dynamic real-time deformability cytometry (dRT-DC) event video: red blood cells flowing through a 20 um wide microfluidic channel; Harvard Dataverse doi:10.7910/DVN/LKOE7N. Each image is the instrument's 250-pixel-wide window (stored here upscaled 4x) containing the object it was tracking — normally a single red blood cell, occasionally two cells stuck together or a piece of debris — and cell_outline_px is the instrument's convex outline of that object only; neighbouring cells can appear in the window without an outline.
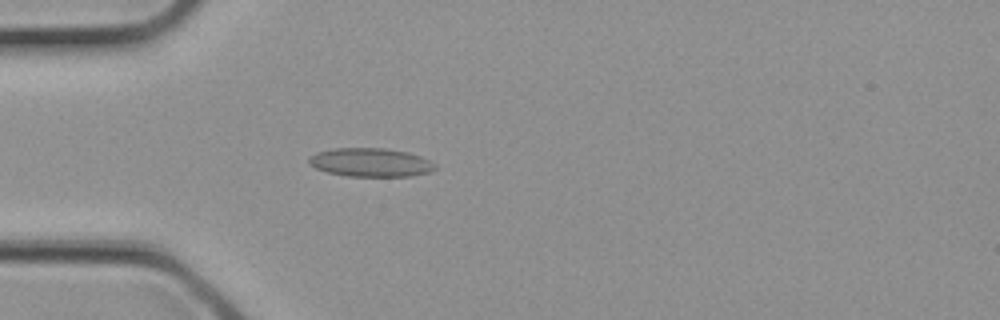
{"species": "common noctule bat (a hibernating species)", "species_latin": "Nyctalus noctula", "temperature_condition": "cold", "stored_images_in_passage": 3, "camera_frame_rate_fps": 3000, "um_per_image_px": 0.085, "animal": {"sex": "female", "body_mass_g": 21.9}, "frame": {"image": 1, "passage_image": 3, "time_ms": 0.667, "image_size_px": [1000, 320], "cell_outline_px": [[436, 168], [428, 172], [412, 176], [348, 176], [328, 172], [316, 168], [308, 164], [308, 156], [316, 152], [332, 148], [384, 148], [408, 152], [420, 156], [436, 164]], "centroid_in_image_um": [31.46, 13.8], "position_along_channel_um": 53.5, "area_um2": 21.1}}